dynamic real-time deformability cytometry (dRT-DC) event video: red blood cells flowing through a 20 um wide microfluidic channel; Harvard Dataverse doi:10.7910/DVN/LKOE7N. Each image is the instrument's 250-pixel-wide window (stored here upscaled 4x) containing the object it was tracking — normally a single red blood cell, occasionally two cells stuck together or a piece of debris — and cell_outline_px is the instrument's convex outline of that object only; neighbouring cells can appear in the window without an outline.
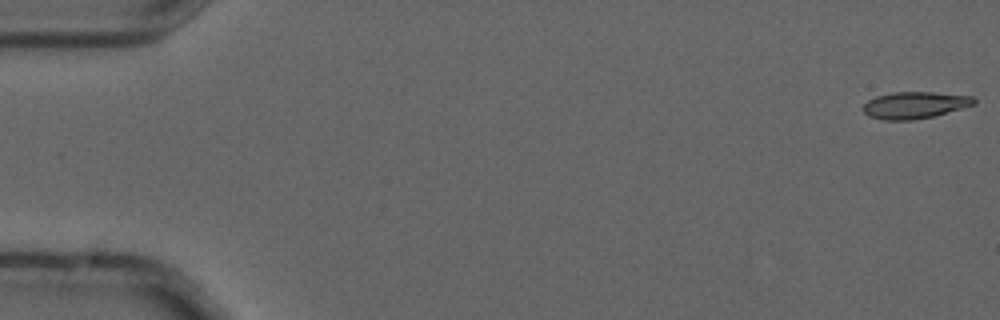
{"species": "common noctule bat (a hibernating species)", "species_latin": "Nyctalus noctula", "temperature_condition": "cold", "stored_images_in_passage": 5, "camera_frame_rate_fps": 3000, "um_per_image_px": 0.085, "animal": {"sex": "male", "forearm_length_mm": 52.5}, "frame": {"image": 1, "passage_image": 1, "time_ms": 0.0, "image_size_px": [1000, 320], "cell_outline_px": [[976, 104], [936, 116], [912, 120], [884, 120], [868, 116], [864, 112], [864, 104], [868, 100], [876, 96], [892, 92], [932, 92], [972, 96], [976, 100]], "centroid_in_image_um": [77.77, 8.94], "position_along_channel_um": 7.2, "area_um2": 17.4}}
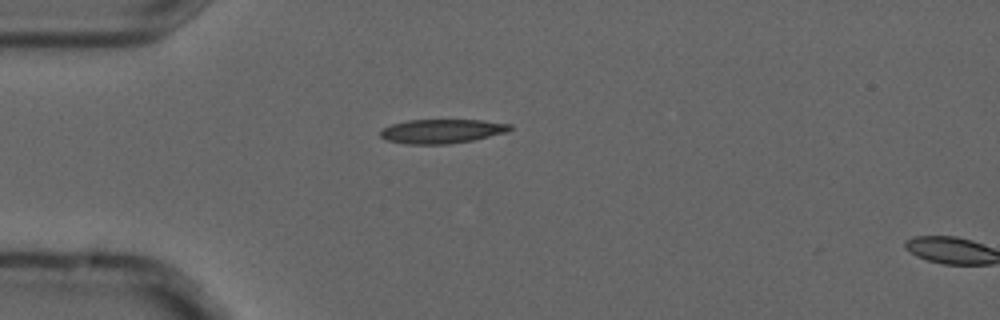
{"frame": {"image": 2, "passage_image": 4, "time_ms": 1.0, "image_size_px": [1000, 320], "cell_outline_px": [[512, 128], [508, 132], [472, 140], [448, 144], [408, 144], [388, 140], [380, 136], [380, 132], [384, 128], [392, 124], [408, 120], [484, 120], [512, 124]], "centroid_in_image_um": [37.6, 11.15], "position_along_channel_um": 47.4, "area_um2": 18.15}}